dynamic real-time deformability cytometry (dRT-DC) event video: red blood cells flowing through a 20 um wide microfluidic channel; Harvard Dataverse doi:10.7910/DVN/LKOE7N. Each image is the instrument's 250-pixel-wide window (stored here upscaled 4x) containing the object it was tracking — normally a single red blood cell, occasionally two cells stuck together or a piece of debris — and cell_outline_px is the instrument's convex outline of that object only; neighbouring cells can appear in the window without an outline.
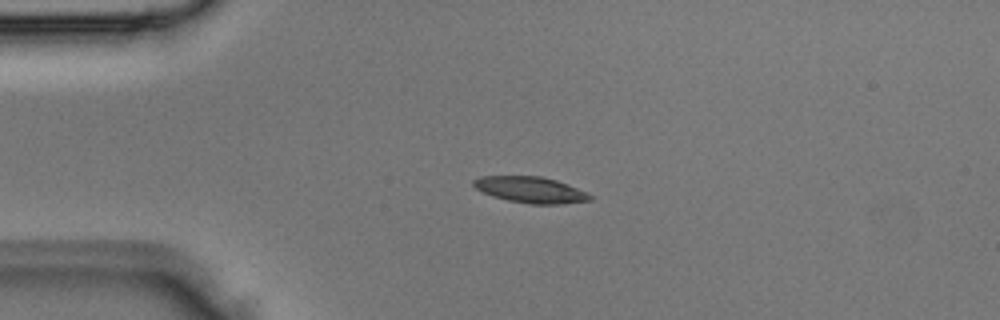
{"species": "Egyptian fruit bat (a non-hibernating species)", "species_latin": "Rousettus aegyptiacus", "temperature_condition": "room temperature", "stored_images_in_passage": 4, "camera_frame_rate_fps": 3000, "um_per_image_px": 0.085, "animal": {"sex": "male"}, "frame": {"image": 1, "passage_image": 3, "time_ms": 0.667, "image_size_px": [1000, 320], "cell_outline_px": [[592, 200], [556, 204], [532, 204], [508, 200], [492, 196], [476, 188], [472, 184], [472, 180], [480, 176], [540, 176], [556, 180], [568, 184], [588, 192], [592, 196]], "centroid_in_image_um": [45.1, 16.12], "position_along_channel_um": 39.9, "area_um2": 17.69}}